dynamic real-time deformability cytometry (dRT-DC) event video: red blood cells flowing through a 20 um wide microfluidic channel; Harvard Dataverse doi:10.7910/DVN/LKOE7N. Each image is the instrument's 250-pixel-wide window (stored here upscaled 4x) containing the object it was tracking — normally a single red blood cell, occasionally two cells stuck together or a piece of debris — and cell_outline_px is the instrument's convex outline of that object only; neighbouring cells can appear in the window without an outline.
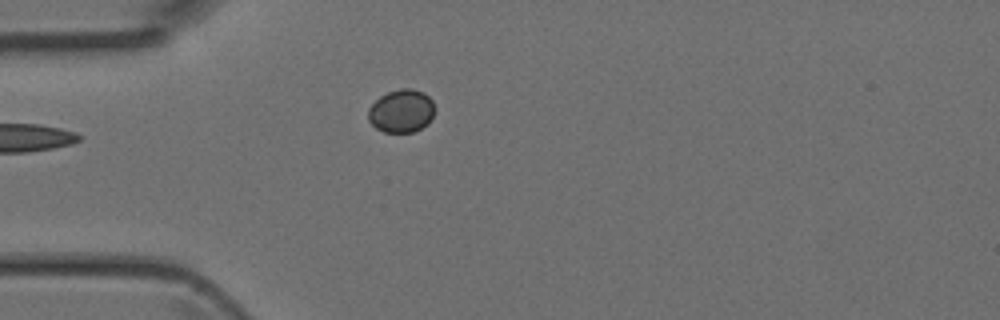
{"species": "Egyptian fruit bat (a non-hibernating species)", "species_latin": "Rousettus aegyptiacus", "temperature_condition": "room temperature", "stored_images_in_passage": 1, "camera_frame_rate_fps": 3000, "um_per_image_px": 0.085, "animal": {"sex": "female"}, "frame": {"image": 1, "passage_image": 1, "time_ms": 0.0, "image_size_px": [1000, 320], "cell_outline_px": [[436, 108], [428, 124], [412, 132], [384, 132], [376, 128], [368, 120], [368, 108], [380, 96], [388, 92], [400, 88], [412, 88], [424, 92], [432, 100]], "centroid_in_image_um": [34.13, 9.42], "position_along_channel_um": 50.9, "area_um2": 16.82}}